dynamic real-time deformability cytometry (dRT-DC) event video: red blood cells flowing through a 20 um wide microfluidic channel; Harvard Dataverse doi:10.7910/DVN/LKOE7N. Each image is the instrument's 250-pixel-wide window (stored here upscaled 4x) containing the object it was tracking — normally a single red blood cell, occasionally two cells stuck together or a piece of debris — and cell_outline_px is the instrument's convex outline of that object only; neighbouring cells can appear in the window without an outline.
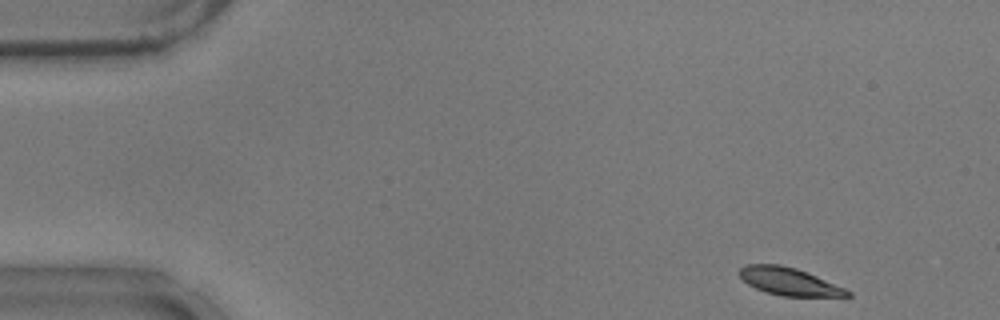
{"species": "common noctule bat (a hibernating species)", "species_latin": "Nyctalus noctula", "temperature_condition": "warm", "stored_images_in_passage": 4, "camera_frame_rate_fps": 3000, "um_per_image_px": 0.085, "animal": {"sex": "male", "body_mass_g": 17.9}, "frame": {"image": 1, "passage_image": 1, "time_ms": 0.0, "image_size_px": [1000, 320], "cell_outline_px": [[852, 296], [780, 296], [764, 292], [748, 284], [736, 272], [740, 268], [748, 264], [780, 264], [796, 268], [816, 276], [844, 288], [852, 292]], "centroid_in_image_um": [67.03, 23.92], "position_along_channel_um": 18.0, "area_um2": 17.28}}